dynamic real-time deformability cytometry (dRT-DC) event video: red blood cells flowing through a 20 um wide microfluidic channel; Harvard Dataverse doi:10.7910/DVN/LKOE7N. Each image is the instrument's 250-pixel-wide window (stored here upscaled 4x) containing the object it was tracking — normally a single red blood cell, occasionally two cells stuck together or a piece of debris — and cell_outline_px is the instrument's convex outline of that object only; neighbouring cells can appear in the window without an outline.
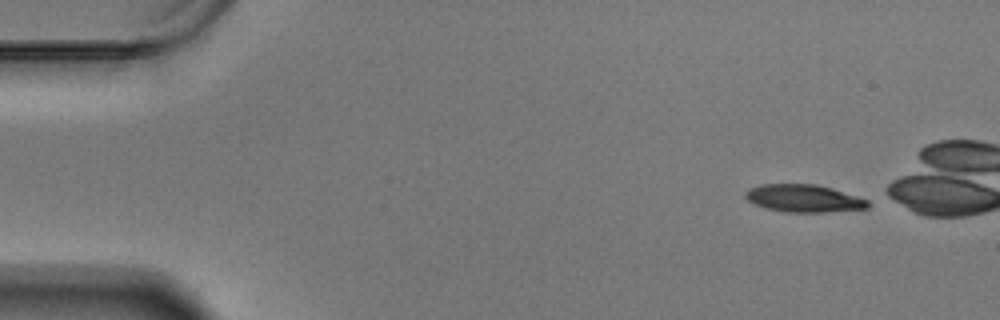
{"species": "Egyptian fruit bat (a non-hibernating species)", "species_latin": "Rousettus aegyptiacus", "temperature_condition": "warm", "stored_images_in_passage": 47, "camera_frame_rate_fps": 3000, "um_per_image_px": 0.085, "animal": {"sex": "male"}, "frame": {"image": 1, "passage_image": 1, "time_ms": 0.0, "image_size_px": [1000, 320], "cell_outline_px": [[872, 204], [868, 208], [824, 212], [788, 212], [768, 208], [752, 204], [744, 196], [744, 192], [748, 188], [760, 184], [816, 184], [832, 188], [868, 200]], "centroid_in_image_um": [68.3, 16.85], "position_along_channel_um": 16.7, "area_um2": 19.71}}
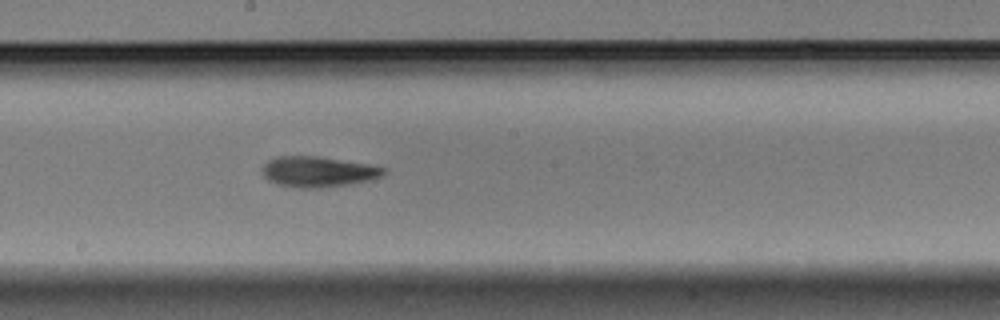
{"frame": {"image": 2, "passage_image": 28, "time_ms": 9.0, "image_size_px": [1000, 320], "cell_outline_px": [[388, 172], [384, 176], [372, 180], [352, 184], [320, 188], [296, 188], [276, 184], [268, 180], [264, 176], [260, 168], [268, 160], [276, 156], [320, 156], [368, 164], [388, 168]], "centroid_in_image_um": [27.07, 14.6], "position_along_channel_um": 221.1, "area_um2": 22.2}}
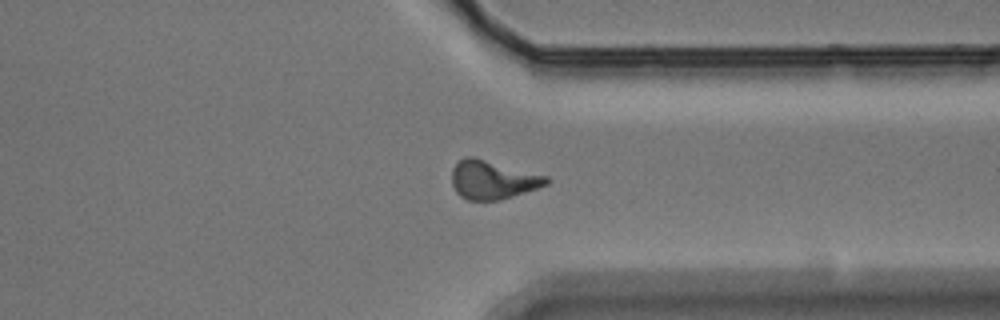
{"frame": {"image": 3, "passage_image": 41, "time_ms": 13.333, "image_size_px": [1000, 320], "cell_outline_px": [[552, 180], [548, 184], [500, 200], [468, 200], [460, 196], [456, 192], [452, 184], [452, 168], [464, 156], [472, 156], [548, 176]], "centroid_in_image_um": [41.87, 15.28], "position_along_channel_um": 369.5, "area_um2": 21.21}, "authors_computed_cell_mechanics": {"area_um2": 21.2126, "velocity_mm_per_s": 3.4412, "shape_relaxation_time_tau1_ms": 4.3999, "shape_relaxation_time_tau2_ms": 8.9719, "deformation_change_tau1": 0.1746, "deformation_change_tau2": 0.1749}}